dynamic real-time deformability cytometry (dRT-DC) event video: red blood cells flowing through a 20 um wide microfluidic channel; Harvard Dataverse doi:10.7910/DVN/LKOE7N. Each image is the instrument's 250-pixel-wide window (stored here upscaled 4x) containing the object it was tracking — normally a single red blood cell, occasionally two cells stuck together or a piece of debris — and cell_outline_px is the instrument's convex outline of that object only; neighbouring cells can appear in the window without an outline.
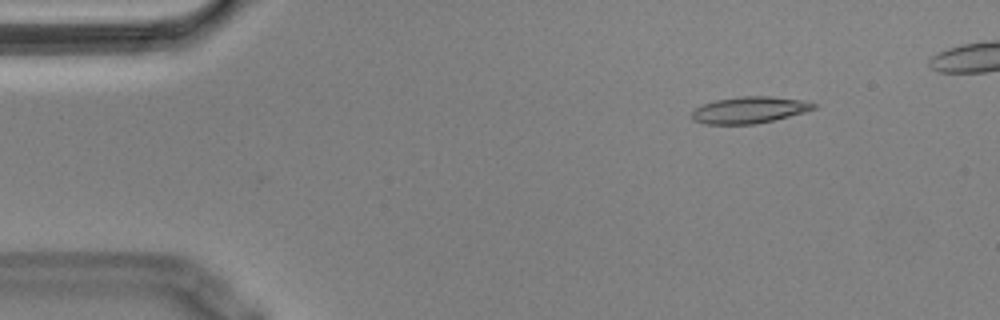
{"species": "Egyptian fruit bat (a non-hibernating species)", "species_latin": "Rousettus aegyptiacus", "temperature_condition": "cold", "stored_images_in_passage": 14, "camera_frame_rate_fps": 3000, "um_per_image_px": 0.085, "animal": {"sex": "male"}, "frame": {"image": 1, "passage_image": 7, "time_ms": 2.0, "image_size_px": [1000, 320], "cell_outline_px": [[816, 108], [804, 112], [756, 124], [704, 124], [692, 120], [692, 112], [696, 108], [704, 104], [716, 100], [740, 96], [768, 96], [804, 100], [816, 104]], "centroid_in_image_um": [63.69, 9.34], "position_along_channel_um": 21.3, "area_um2": 18.73}}